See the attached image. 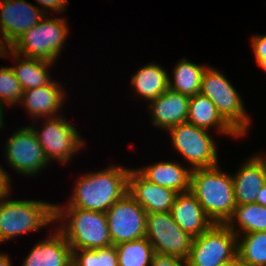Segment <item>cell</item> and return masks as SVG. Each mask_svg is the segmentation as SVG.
<instances>
[{
    "label": "cell",
    "mask_w": 266,
    "mask_h": 266,
    "mask_svg": "<svg viewBox=\"0 0 266 266\" xmlns=\"http://www.w3.org/2000/svg\"><path fill=\"white\" fill-rule=\"evenodd\" d=\"M136 170L148 181L170 188L177 193L190 190L192 170L184 168L178 162L163 161L149 167L136 168Z\"/></svg>",
    "instance_id": "obj_20"
},
{
    "label": "cell",
    "mask_w": 266,
    "mask_h": 266,
    "mask_svg": "<svg viewBox=\"0 0 266 266\" xmlns=\"http://www.w3.org/2000/svg\"><path fill=\"white\" fill-rule=\"evenodd\" d=\"M219 266H235V257L233 259L226 261V262H223Z\"/></svg>",
    "instance_id": "obj_40"
},
{
    "label": "cell",
    "mask_w": 266,
    "mask_h": 266,
    "mask_svg": "<svg viewBox=\"0 0 266 266\" xmlns=\"http://www.w3.org/2000/svg\"><path fill=\"white\" fill-rule=\"evenodd\" d=\"M251 45L255 58H266V35H254Z\"/></svg>",
    "instance_id": "obj_31"
},
{
    "label": "cell",
    "mask_w": 266,
    "mask_h": 266,
    "mask_svg": "<svg viewBox=\"0 0 266 266\" xmlns=\"http://www.w3.org/2000/svg\"><path fill=\"white\" fill-rule=\"evenodd\" d=\"M54 231L29 251L22 266H72L70 245L58 229Z\"/></svg>",
    "instance_id": "obj_18"
},
{
    "label": "cell",
    "mask_w": 266,
    "mask_h": 266,
    "mask_svg": "<svg viewBox=\"0 0 266 266\" xmlns=\"http://www.w3.org/2000/svg\"><path fill=\"white\" fill-rule=\"evenodd\" d=\"M65 220L57 228L71 250L96 249L112 246L107 217L104 212L55 205V222Z\"/></svg>",
    "instance_id": "obj_3"
},
{
    "label": "cell",
    "mask_w": 266,
    "mask_h": 266,
    "mask_svg": "<svg viewBox=\"0 0 266 266\" xmlns=\"http://www.w3.org/2000/svg\"><path fill=\"white\" fill-rule=\"evenodd\" d=\"M105 214L112 245L145 237L147 213L129 192L116 201Z\"/></svg>",
    "instance_id": "obj_9"
},
{
    "label": "cell",
    "mask_w": 266,
    "mask_h": 266,
    "mask_svg": "<svg viewBox=\"0 0 266 266\" xmlns=\"http://www.w3.org/2000/svg\"><path fill=\"white\" fill-rule=\"evenodd\" d=\"M158 64L149 63L141 67L131 78L134 92L152 101L169 88V74Z\"/></svg>",
    "instance_id": "obj_23"
},
{
    "label": "cell",
    "mask_w": 266,
    "mask_h": 266,
    "mask_svg": "<svg viewBox=\"0 0 266 266\" xmlns=\"http://www.w3.org/2000/svg\"><path fill=\"white\" fill-rule=\"evenodd\" d=\"M10 260L8 255L0 253V266H11L12 263Z\"/></svg>",
    "instance_id": "obj_36"
},
{
    "label": "cell",
    "mask_w": 266,
    "mask_h": 266,
    "mask_svg": "<svg viewBox=\"0 0 266 266\" xmlns=\"http://www.w3.org/2000/svg\"><path fill=\"white\" fill-rule=\"evenodd\" d=\"M200 93L208 97L216 106L223 119L241 136L246 135L250 117L243 101L229 80L210 66L202 75Z\"/></svg>",
    "instance_id": "obj_6"
},
{
    "label": "cell",
    "mask_w": 266,
    "mask_h": 266,
    "mask_svg": "<svg viewBox=\"0 0 266 266\" xmlns=\"http://www.w3.org/2000/svg\"><path fill=\"white\" fill-rule=\"evenodd\" d=\"M6 197L0 198V243L54 223L55 204Z\"/></svg>",
    "instance_id": "obj_4"
},
{
    "label": "cell",
    "mask_w": 266,
    "mask_h": 266,
    "mask_svg": "<svg viewBox=\"0 0 266 266\" xmlns=\"http://www.w3.org/2000/svg\"><path fill=\"white\" fill-rule=\"evenodd\" d=\"M190 97L167 89L150 101L153 125L168 131L170 128L187 122Z\"/></svg>",
    "instance_id": "obj_17"
},
{
    "label": "cell",
    "mask_w": 266,
    "mask_h": 266,
    "mask_svg": "<svg viewBox=\"0 0 266 266\" xmlns=\"http://www.w3.org/2000/svg\"><path fill=\"white\" fill-rule=\"evenodd\" d=\"M235 266H253L248 262L243 261L238 254L235 256Z\"/></svg>",
    "instance_id": "obj_37"
},
{
    "label": "cell",
    "mask_w": 266,
    "mask_h": 266,
    "mask_svg": "<svg viewBox=\"0 0 266 266\" xmlns=\"http://www.w3.org/2000/svg\"><path fill=\"white\" fill-rule=\"evenodd\" d=\"M65 94L61 85L51 80L46 85L23 91L20 103L34 118L56 117L67 97Z\"/></svg>",
    "instance_id": "obj_19"
},
{
    "label": "cell",
    "mask_w": 266,
    "mask_h": 266,
    "mask_svg": "<svg viewBox=\"0 0 266 266\" xmlns=\"http://www.w3.org/2000/svg\"><path fill=\"white\" fill-rule=\"evenodd\" d=\"M72 266H118L116 247L72 250Z\"/></svg>",
    "instance_id": "obj_28"
},
{
    "label": "cell",
    "mask_w": 266,
    "mask_h": 266,
    "mask_svg": "<svg viewBox=\"0 0 266 266\" xmlns=\"http://www.w3.org/2000/svg\"><path fill=\"white\" fill-rule=\"evenodd\" d=\"M187 122L204 129L215 127L220 133L241 137L220 115L215 104L198 93L190 97Z\"/></svg>",
    "instance_id": "obj_21"
},
{
    "label": "cell",
    "mask_w": 266,
    "mask_h": 266,
    "mask_svg": "<svg viewBox=\"0 0 266 266\" xmlns=\"http://www.w3.org/2000/svg\"><path fill=\"white\" fill-rule=\"evenodd\" d=\"M118 266H150L154 249L146 237L115 245Z\"/></svg>",
    "instance_id": "obj_26"
},
{
    "label": "cell",
    "mask_w": 266,
    "mask_h": 266,
    "mask_svg": "<svg viewBox=\"0 0 266 266\" xmlns=\"http://www.w3.org/2000/svg\"><path fill=\"white\" fill-rule=\"evenodd\" d=\"M173 70V81L169 76V89L192 97L201 91L202 75L207 68L187 59L180 60Z\"/></svg>",
    "instance_id": "obj_24"
},
{
    "label": "cell",
    "mask_w": 266,
    "mask_h": 266,
    "mask_svg": "<svg viewBox=\"0 0 266 266\" xmlns=\"http://www.w3.org/2000/svg\"><path fill=\"white\" fill-rule=\"evenodd\" d=\"M62 116L46 118L42 130L35 125L30 127L36 134L48 161L56 160L67 164L76 151L82 149L84 140L79 136L76 128Z\"/></svg>",
    "instance_id": "obj_11"
},
{
    "label": "cell",
    "mask_w": 266,
    "mask_h": 266,
    "mask_svg": "<svg viewBox=\"0 0 266 266\" xmlns=\"http://www.w3.org/2000/svg\"><path fill=\"white\" fill-rule=\"evenodd\" d=\"M130 169L110 166L103 171L85 174L75 183L66 207L106 212L126 192Z\"/></svg>",
    "instance_id": "obj_1"
},
{
    "label": "cell",
    "mask_w": 266,
    "mask_h": 266,
    "mask_svg": "<svg viewBox=\"0 0 266 266\" xmlns=\"http://www.w3.org/2000/svg\"><path fill=\"white\" fill-rule=\"evenodd\" d=\"M256 203L266 207V183L263 187H261L259 193L257 194Z\"/></svg>",
    "instance_id": "obj_34"
},
{
    "label": "cell",
    "mask_w": 266,
    "mask_h": 266,
    "mask_svg": "<svg viewBox=\"0 0 266 266\" xmlns=\"http://www.w3.org/2000/svg\"><path fill=\"white\" fill-rule=\"evenodd\" d=\"M1 34V33H0ZM0 56L2 57H7L6 53H8L10 47L9 45L5 42L4 38L2 37V35H0Z\"/></svg>",
    "instance_id": "obj_35"
},
{
    "label": "cell",
    "mask_w": 266,
    "mask_h": 266,
    "mask_svg": "<svg viewBox=\"0 0 266 266\" xmlns=\"http://www.w3.org/2000/svg\"><path fill=\"white\" fill-rule=\"evenodd\" d=\"M3 105H4V104H3L2 102H0V129L3 128V126H4V125H3V124H4V123H3V122H4V121H3V116H4V113H3V110H4L3 107H4V106H3Z\"/></svg>",
    "instance_id": "obj_39"
},
{
    "label": "cell",
    "mask_w": 266,
    "mask_h": 266,
    "mask_svg": "<svg viewBox=\"0 0 266 266\" xmlns=\"http://www.w3.org/2000/svg\"><path fill=\"white\" fill-rule=\"evenodd\" d=\"M10 177L0 165V198L10 195Z\"/></svg>",
    "instance_id": "obj_33"
},
{
    "label": "cell",
    "mask_w": 266,
    "mask_h": 266,
    "mask_svg": "<svg viewBox=\"0 0 266 266\" xmlns=\"http://www.w3.org/2000/svg\"><path fill=\"white\" fill-rule=\"evenodd\" d=\"M173 148L191 164V170L218 165L217 148L208 130L189 122L168 130Z\"/></svg>",
    "instance_id": "obj_8"
},
{
    "label": "cell",
    "mask_w": 266,
    "mask_h": 266,
    "mask_svg": "<svg viewBox=\"0 0 266 266\" xmlns=\"http://www.w3.org/2000/svg\"><path fill=\"white\" fill-rule=\"evenodd\" d=\"M170 212L178 226L194 238L214 224L190 190L176 195Z\"/></svg>",
    "instance_id": "obj_16"
},
{
    "label": "cell",
    "mask_w": 266,
    "mask_h": 266,
    "mask_svg": "<svg viewBox=\"0 0 266 266\" xmlns=\"http://www.w3.org/2000/svg\"><path fill=\"white\" fill-rule=\"evenodd\" d=\"M36 1L41 5V7H43L42 11L47 15L48 13H46L47 11L45 9L61 13L65 11L64 10L65 8H67L66 7L67 0H36Z\"/></svg>",
    "instance_id": "obj_32"
},
{
    "label": "cell",
    "mask_w": 266,
    "mask_h": 266,
    "mask_svg": "<svg viewBox=\"0 0 266 266\" xmlns=\"http://www.w3.org/2000/svg\"><path fill=\"white\" fill-rule=\"evenodd\" d=\"M46 14L26 0H0V32L9 47Z\"/></svg>",
    "instance_id": "obj_13"
},
{
    "label": "cell",
    "mask_w": 266,
    "mask_h": 266,
    "mask_svg": "<svg viewBox=\"0 0 266 266\" xmlns=\"http://www.w3.org/2000/svg\"><path fill=\"white\" fill-rule=\"evenodd\" d=\"M258 65L266 71V58H255Z\"/></svg>",
    "instance_id": "obj_38"
},
{
    "label": "cell",
    "mask_w": 266,
    "mask_h": 266,
    "mask_svg": "<svg viewBox=\"0 0 266 266\" xmlns=\"http://www.w3.org/2000/svg\"><path fill=\"white\" fill-rule=\"evenodd\" d=\"M249 158L235 175H232L236 205L256 203L257 194L266 183V157Z\"/></svg>",
    "instance_id": "obj_15"
},
{
    "label": "cell",
    "mask_w": 266,
    "mask_h": 266,
    "mask_svg": "<svg viewBox=\"0 0 266 266\" xmlns=\"http://www.w3.org/2000/svg\"><path fill=\"white\" fill-rule=\"evenodd\" d=\"M23 89L11 67L0 68V102L15 105L21 102Z\"/></svg>",
    "instance_id": "obj_29"
},
{
    "label": "cell",
    "mask_w": 266,
    "mask_h": 266,
    "mask_svg": "<svg viewBox=\"0 0 266 266\" xmlns=\"http://www.w3.org/2000/svg\"><path fill=\"white\" fill-rule=\"evenodd\" d=\"M128 192L146 213L170 212L178 194L170 188L148 181L135 169H130L128 175Z\"/></svg>",
    "instance_id": "obj_14"
},
{
    "label": "cell",
    "mask_w": 266,
    "mask_h": 266,
    "mask_svg": "<svg viewBox=\"0 0 266 266\" xmlns=\"http://www.w3.org/2000/svg\"><path fill=\"white\" fill-rule=\"evenodd\" d=\"M10 54L15 61L14 63H16V66H11V68L23 91L46 85L52 80L48 68L51 67L53 62L25 56L21 60L22 56L9 49L6 55L9 57Z\"/></svg>",
    "instance_id": "obj_22"
},
{
    "label": "cell",
    "mask_w": 266,
    "mask_h": 266,
    "mask_svg": "<svg viewBox=\"0 0 266 266\" xmlns=\"http://www.w3.org/2000/svg\"><path fill=\"white\" fill-rule=\"evenodd\" d=\"M237 252V235L226 224H213L193 239L187 261L189 266H219Z\"/></svg>",
    "instance_id": "obj_7"
},
{
    "label": "cell",
    "mask_w": 266,
    "mask_h": 266,
    "mask_svg": "<svg viewBox=\"0 0 266 266\" xmlns=\"http://www.w3.org/2000/svg\"><path fill=\"white\" fill-rule=\"evenodd\" d=\"M5 147L8 164L23 175H35L41 172L47 163L50 164L30 126L14 132L7 139Z\"/></svg>",
    "instance_id": "obj_12"
},
{
    "label": "cell",
    "mask_w": 266,
    "mask_h": 266,
    "mask_svg": "<svg viewBox=\"0 0 266 266\" xmlns=\"http://www.w3.org/2000/svg\"><path fill=\"white\" fill-rule=\"evenodd\" d=\"M240 230L235 229V223ZM226 225L237 235L240 231L244 234L266 231V207L258 203L236 205L231 218ZM239 231V232H238Z\"/></svg>",
    "instance_id": "obj_25"
},
{
    "label": "cell",
    "mask_w": 266,
    "mask_h": 266,
    "mask_svg": "<svg viewBox=\"0 0 266 266\" xmlns=\"http://www.w3.org/2000/svg\"><path fill=\"white\" fill-rule=\"evenodd\" d=\"M237 236L238 256L253 266H266V231Z\"/></svg>",
    "instance_id": "obj_27"
},
{
    "label": "cell",
    "mask_w": 266,
    "mask_h": 266,
    "mask_svg": "<svg viewBox=\"0 0 266 266\" xmlns=\"http://www.w3.org/2000/svg\"><path fill=\"white\" fill-rule=\"evenodd\" d=\"M154 252L187 259L194 237L184 232L171 212L147 213L146 235Z\"/></svg>",
    "instance_id": "obj_10"
},
{
    "label": "cell",
    "mask_w": 266,
    "mask_h": 266,
    "mask_svg": "<svg viewBox=\"0 0 266 266\" xmlns=\"http://www.w3.org/2000/svg\"><path fill=\"white\" fill-rule=\"evenodd\" d=\"M190 191L214 224H226L236 207L232 175L219 164L191 171Z\"/></svg>",
    "instance_id": "obj_2"
},
{
    "label": "cell",
    "mask_w": 266,
    "mask_h": 266,
    "mask_svg": "<svg viewBox=\"0 0 266 266\" xmlns=\"http://www.w3.org/2000/svg\"><path fill=\"white\" fill-rule=\"evenodd\" d=\"M25 31L10 49L22 57L46 60L55 63L68 37V25L64 18H46Z\"/></svg>",
    "instance_id": "obj_5"
},
{
    "label": "cell",
    "mask_w": 266,
    "mask_h": 266,
    "mask_svg": "<svg viewBox=\"0 0 266 266\" xmlns=\"http://www.w3.org/2000/svg\"><path fill=\"white\" fill-rule=\"evenodd\" d=\"M150 266H189L185 258L154 253Z\"/></svg>",
    "instance_id": "obj_30"
}]
</instances>
